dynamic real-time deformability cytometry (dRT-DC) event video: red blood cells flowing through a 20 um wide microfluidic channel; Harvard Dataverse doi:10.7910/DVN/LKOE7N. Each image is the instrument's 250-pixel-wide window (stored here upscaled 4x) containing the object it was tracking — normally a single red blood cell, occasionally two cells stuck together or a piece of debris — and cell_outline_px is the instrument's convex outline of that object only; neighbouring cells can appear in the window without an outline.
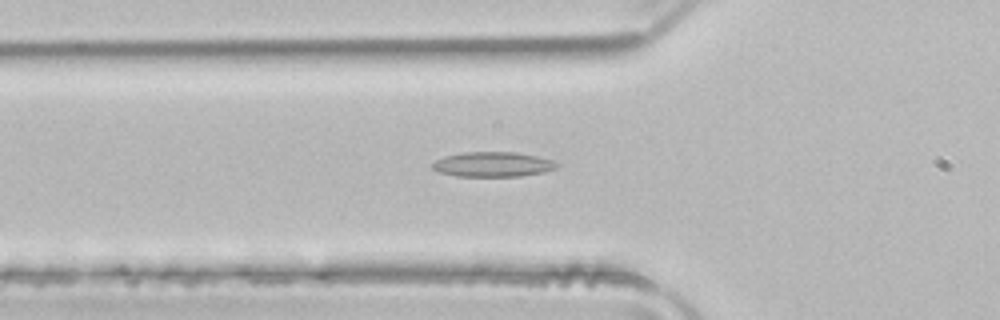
{"species": "common noctule bat (a hibernating species)", "species_latin": "Nyctalus noctula", "temperature_condition": "room temperature", "stored_images_in_passage": 51, "camera_frame_rate_fps": 3000, "um_per_image_px": 0.085, "animal": {"sex": "male", "body_mass_g": 21.5, "forearm_length_mm": 52.0}, "frame": {"image": 1, "passage_image": 18, "time_ms": 5.667, "image_size_px": [1000, 320], "cell_outline_px": [[560, 164], [556, 168], [544, 172], [520, 176], [456, 176], [440, 172], [432, 168], [432, 164], [436, 160], [444, 156], [464, 152], [516, 152], [536, 156], [552, 160]], "centroid_in_image_um": [41.9, 13.97], "position_along_channel_um": 83.9, "area_um2": 17.98}}
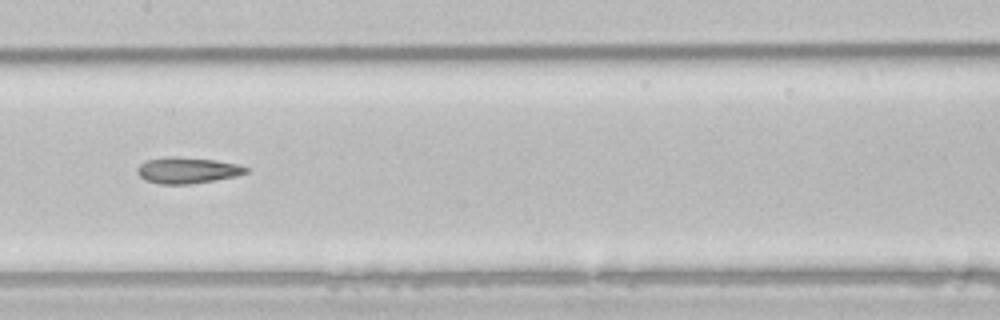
{"frame": {"image": 2, "passage_image": 26, "time_ms": 8.333, "image_size_px": [1000, 320], "cell_outline_px": [[248, 172], [236, 176], [188, 184], [160, 184], [144, 180], [136, 172], [136, 168], [140, 164], [148, 160], [168, 156], [172, 156], [216, 160], [236, 164], [248, 168]], "centroid_in_image_um": [15.88, 14.47], "position_along_channel_um": 191.5, "area_um2": 16.42}}
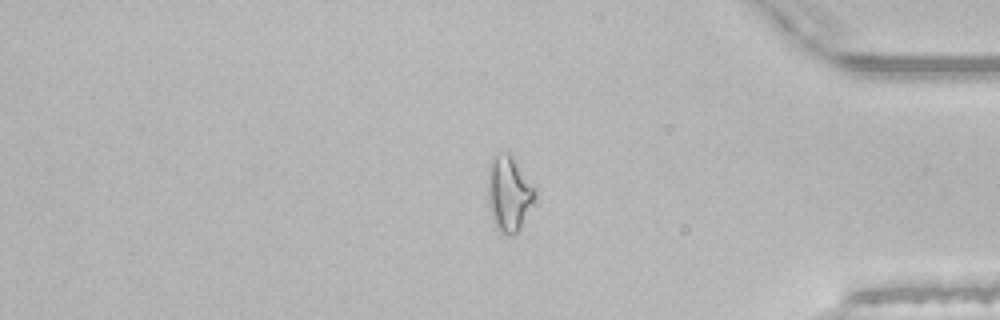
{"frame": {"image": 3, "passage_image": 43, "time_ms": 14.0, "image_size_px": [1000, 320], "cell_outline_px": [[536, 196], [520, 228], [516, 232], [508, 236], [500, 232], [496, 228], [492, 220], [488, 200], [488, 164], [496, 152], [512, 152], [536, 188]], "centroid_in_image_um": [43.25, 16.38], "position_along_channel_um": 391.9, "area_um2": 21.21}, "authors_computed_cell_mechanics": {"area_um2": 18.4382, "velocity_mm_per_s": 3.9915, "shape_relaxation_time_tau1_ms": null, "shape_relaxation_time_tau2_ms": 4.4438, "deformation_change_tau1": null, "deformation_change_tau2": 0.1317}}